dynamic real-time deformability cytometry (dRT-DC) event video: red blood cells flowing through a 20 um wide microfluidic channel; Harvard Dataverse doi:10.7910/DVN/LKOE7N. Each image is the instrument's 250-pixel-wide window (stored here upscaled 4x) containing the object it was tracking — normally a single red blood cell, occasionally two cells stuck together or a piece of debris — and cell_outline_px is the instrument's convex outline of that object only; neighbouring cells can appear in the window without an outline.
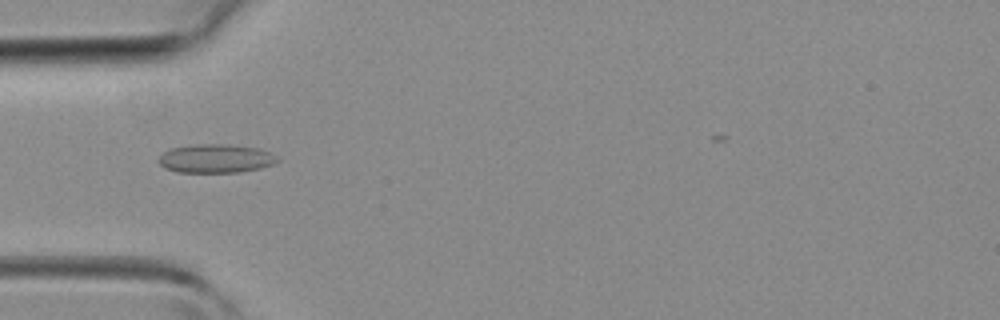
{"species": "common noctule bat (a hibernating species)", "species_latin": "Nyctalus noctula", "temperature_condition": "room temperature", "stored_images_in_passage": 16, "camera_frame_rate_fps": 3000, "um_per_image_px": 0.085, "animal": {"sex": "female", "body_mass_g": 19.3, "forearm_length_mm": 54.1}, "frame": {"image": 1, "passage_image": 5, "time_ms": 1.333, "image_size_px": [1000, 320], "cell_outline_px": [[280, 160], [272, 164], [260, 168], [236, 172], [176, 172], [164, 168], [156, 160], [164, 152], [172, 148], [196, 144], [224, 144], [256, 148], [268, 152], [276, 156]], "centroid_in_image_um": [18.29, 13.48], "position_along_channel_um": 66.7, "area_um2": 19.65}}
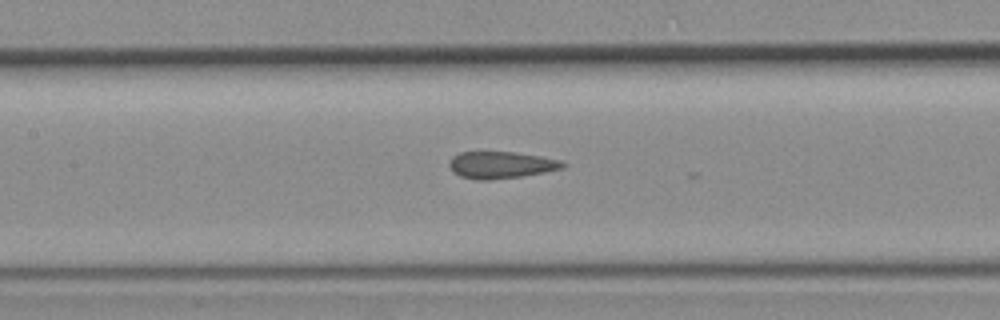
{"frame": {"image": 2, "passage_image": 11, "time_ms": 3.333, "image_size_px": [1000, 320], "cell_outline_px": [[568, 164], [564, 168], [544, 172], [520, 176], [488, 180], [476, 180], [460, 176], [452, 172], [448, 164], [452, 156], [460, 152], [512, 152], [540, 156], [560, 160]], "centroid_in_image_um": [42.56, 14.02], "position_along_channel_um": 164.8, "area_um2": 17.8}}
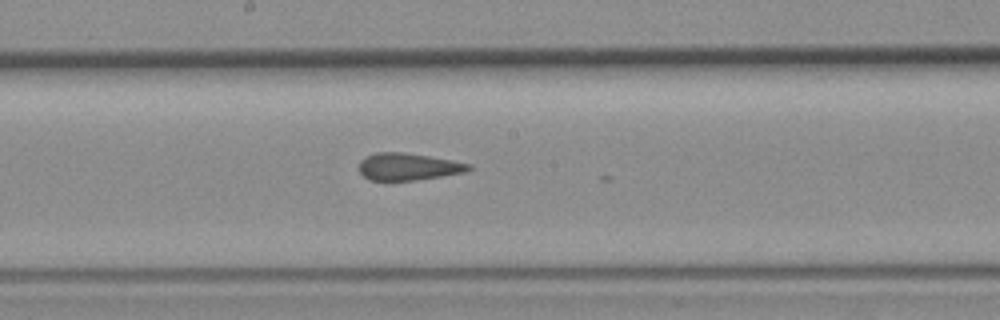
{"frame": {"image": 3, "passage_image": 14, "time_ms": 4.333, "image_size_px": [1000, 320], "cell_outline_px": [[472, 168], [468, 172], [416, 180], [368, 180], [360, 172], [360, 160], [364, 156], [376, 152], [404, 152], [452, 160], [472, 164]], "centroid_in_image_um": [34.71, 14.16], "position_along_channel_um": 213.5, "area_um2": 17.46}}